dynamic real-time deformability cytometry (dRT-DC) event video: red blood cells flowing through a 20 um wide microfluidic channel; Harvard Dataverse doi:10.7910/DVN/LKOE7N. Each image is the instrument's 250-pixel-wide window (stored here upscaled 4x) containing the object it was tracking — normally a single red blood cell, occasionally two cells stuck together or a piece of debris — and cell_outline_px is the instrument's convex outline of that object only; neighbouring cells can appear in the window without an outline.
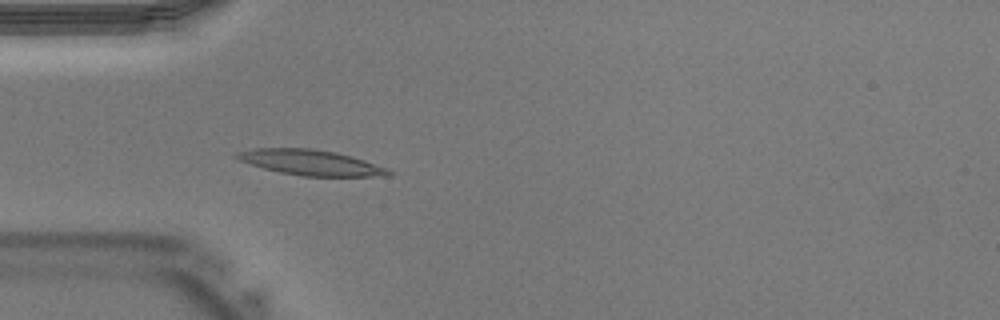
{"species": "Egyptian fruit bat (a non-hibernating species)", "species_latin": "Rousettus aegyptiacus", "temperature_condition": "warm", "stored_images_in_passage": 41, "camera_frame_rate_fps": 3000, "um_per_image_px": 0.085, "animal": {"sex": "male"}, "frame": {"image": 1, "passage_image": 12, "time_ms": 3.667, "image_size_px": [1000, 320], "cell_outline_px": [[396, 172], [392, 176], [300, 176], [280, 172], [264, 168], [240, 160], [232, 156], [236, 152], [256, 148], [312, 148], [336, 152], [352, 156], [388, 168]], "centroid_in_image_um": [26.47, 13.81], "position_along_channel_um": 58.5, "area_um2": 22.6}}
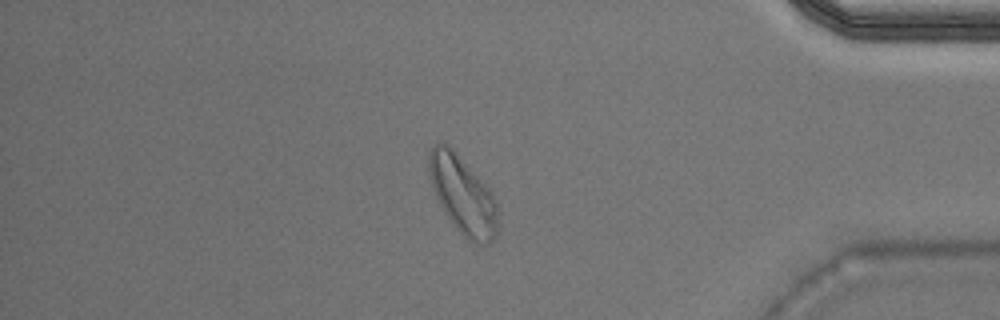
{"frame": {"image": 2, "passage_image": 35, "time_ms": 11.333, "image_size_px": [1000, 320], "cell_outline_px": [[496, 236], [488, 244], [476, 244], [464, 236], [456, 228], [444, 212], [436, 196], [428, 172], [428, 156], [432, 148], [436, 144], [448, 144], [456, 152], [492, 192], [496, 204]], "centroid_in_image_um": [39.32, 16.58], "position_along_channel_um": 395.9, "area_um2": 30.63}}
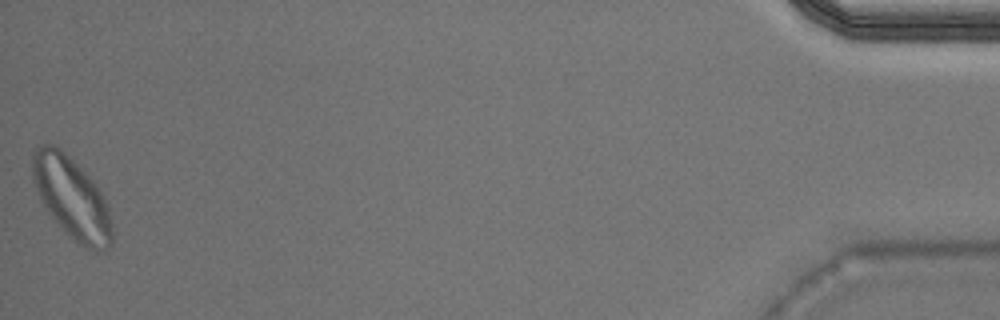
{"frame": {"image": 3, "passage_image": 41, "time_ms": 13.333, "image_size_px": [1000, 320], "cell_outline_px": [[112, 240], [108, 252], [92, 252], [84, 248], [48, 212], [40, 200], [32, 180], [32, 152], [36, 148], [44, 144], [52, 144], [60, 148], [88, 176], [100, 192], [108, 204], [112, 224]], "centroid_in_image_um": [6.11, 16.85], "position_along_channel_um": 429.1, "area_um2": 37.51}}